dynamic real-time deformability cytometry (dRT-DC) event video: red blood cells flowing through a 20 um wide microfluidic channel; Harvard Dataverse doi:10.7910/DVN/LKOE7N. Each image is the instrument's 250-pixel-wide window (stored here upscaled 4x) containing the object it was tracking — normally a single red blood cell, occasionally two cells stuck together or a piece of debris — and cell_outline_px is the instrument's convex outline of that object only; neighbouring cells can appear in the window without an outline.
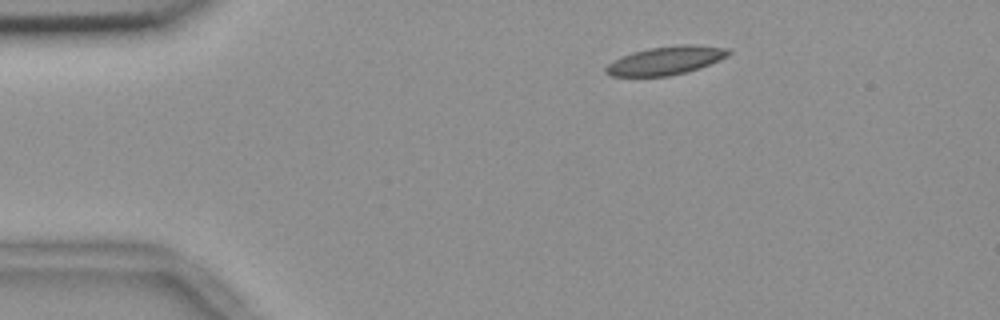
{"species": "common noctule bat (a hibernating species)", "species_latin": "Nyctalus noctula", "temperature_condition": "room temperature", "stored_images_in_passage": 2, "camera_frame_rate_fps": 3000, "um_per_image_px": 0.085, "animal": {"sex": "female", "body_mass_g": 18.4}, "frame": {"image": 1, "passage_image": 1, "time_ms": 0.0, "image_size_px": [1000, 320], "cell_outline_px": [[732, 52], [728, 56], [720, 60], [700, 68], [688, 72], [668, 76], [612, 76], [604, 72], [604, 68], [612, 60], [632, 52], [648, 48], [680, 44], [688, 44], [728, 48]], "centroid_in_image_um": [56.59, 5.14], "position_along_channel_um": 28.4, "area_um2": 20.46}}